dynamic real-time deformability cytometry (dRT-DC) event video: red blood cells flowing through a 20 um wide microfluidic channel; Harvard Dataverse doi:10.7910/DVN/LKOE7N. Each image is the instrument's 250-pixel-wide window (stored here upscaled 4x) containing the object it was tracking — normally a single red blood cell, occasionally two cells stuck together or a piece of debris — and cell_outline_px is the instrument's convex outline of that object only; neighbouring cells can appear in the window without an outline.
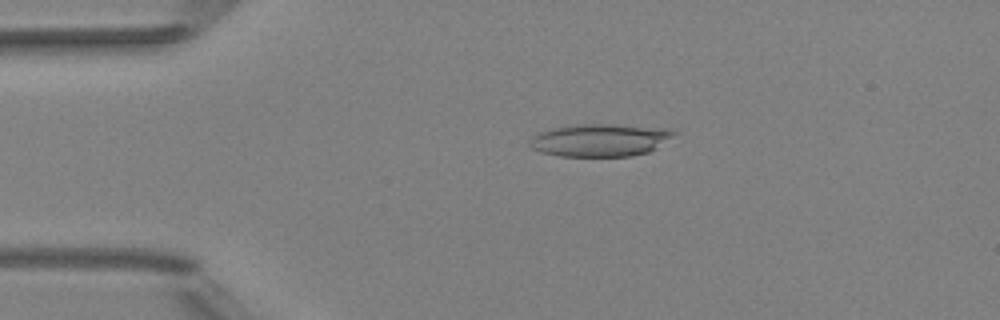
{"species": "Egyptian fruit bat (a non-hibernating species)", "species_latin": "Rousettus aegyptiacus", "temperature_condition": "room temperature", "stored_images_in_passage": 43, "camera_frame_rate_fps": 3000, "um_per_image_px": 0.085, "animal": {"sex": "female"}, "frame": {"image": 1, "passage_image": 3, "time_ms": 0.667, "image_size_px": [1000, 320], "cell_outline_px": [[676, 132], [672, 136], [648, 152], [632, 156], [560, 156], [540, 152], [532, 148], [528, 144], [528, 140], [536, 132], [552, 128], [572, 124], [616, 124], [664, 128]], "centroid_in_image_um": [50.9, 11.9], "position_along_channel_um": 34.1, "area_um2": 27.46}}
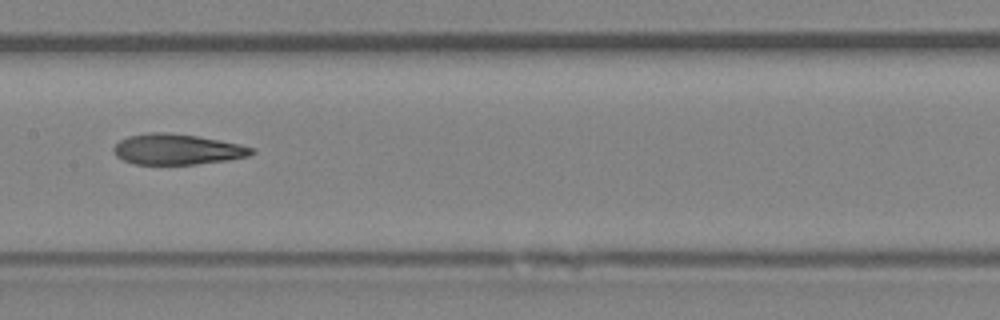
{"frame": {"image": 2, "passage_image": 18, "time_ms": 5.667, "image_size_px": [1000, 320], "cell_outline_px": [[256, 152], [248, 156], [228, 160], [196, 164], [132, 164], [116, 156], [112, 152], [112, 148], [120, 140], [128, 136], [148, 132], [168, 132], [196, 136], [220, 140], [240, 144], [256, 148]], "centroid_in_image_um": [15.06, 12.69], "position_along_channel_um": 192.3, "area_um2": 24.8}}
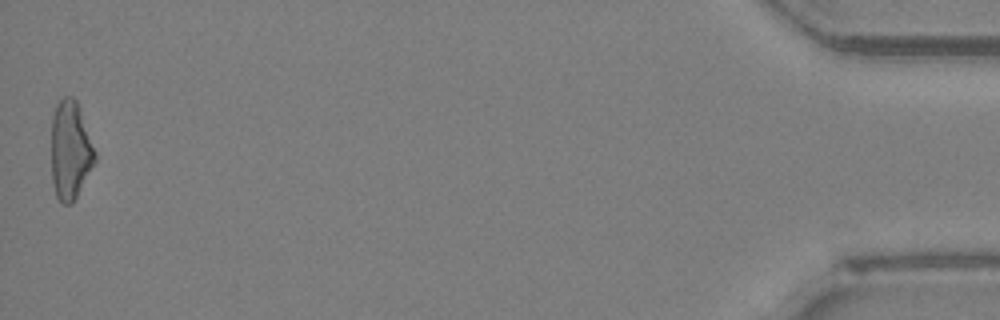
{"frame": {"image": 3, "passage_image": 43, "time_ms": 14.0, "image_size_px": [1000, 320], "cell_outline_px": [[96, 160], [72, 204], [64, 204], [56, 196], [52, 180], [52, 116], [56, 104], [64, 96], [72, 96], [76, 100], [96, 152]], "centroid_in_image_um": [5.97, 12.76], "position_along_channel_um": 429.2, "area_um2": 24.8}, "authors_computed_cell_mechanics": {"area_um2": 25.2008, "velocity_mm_per_s": 4.0123, "shape_relaxation_time_tau1_ms": null, "shape_relaxation_time_tau2_ms": 3.9034, "deformation_change_tau1": null, "deformation_change_tau2": 0.15}}